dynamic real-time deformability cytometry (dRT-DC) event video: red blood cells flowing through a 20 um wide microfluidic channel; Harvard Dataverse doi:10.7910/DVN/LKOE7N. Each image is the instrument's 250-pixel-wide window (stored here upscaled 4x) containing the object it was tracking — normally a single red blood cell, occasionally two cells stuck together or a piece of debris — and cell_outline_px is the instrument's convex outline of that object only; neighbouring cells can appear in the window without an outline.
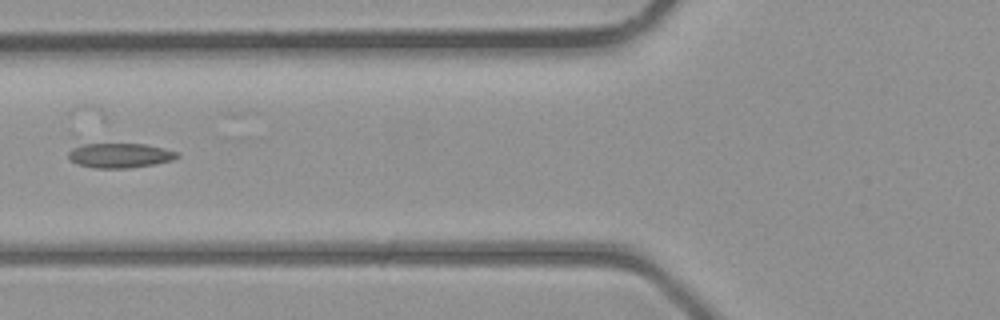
{"species": "common noctule bat (a hibernating species)", "species_latin": "Nyctalus noctula", "temperature_condition": "room temperature", "stored_images_in_passage": 2, "camera_frame_rate_fps": 3000, "um_per_image_px": 0.085, "animal": {"sex": "male", "body_mass_g": 23.1, "forearm_length_mm": 52.7}, "frame": {"image": 1, "passage_image": 2, "time_ms": 1.0, "image_size_px": [1000, 320], "cell_outline_px": [[180, 156], [172, 160], [152, 164], [128, 168], [96, 168], [76, 164], [68, 160], [68, 152], [72, 148], [84, 144], [144, 144], [180, 152]], "centroid_in_image_um": [10.16, 13.21], "position_along_channel_um": 115.6, "area_um2": 15.61}}